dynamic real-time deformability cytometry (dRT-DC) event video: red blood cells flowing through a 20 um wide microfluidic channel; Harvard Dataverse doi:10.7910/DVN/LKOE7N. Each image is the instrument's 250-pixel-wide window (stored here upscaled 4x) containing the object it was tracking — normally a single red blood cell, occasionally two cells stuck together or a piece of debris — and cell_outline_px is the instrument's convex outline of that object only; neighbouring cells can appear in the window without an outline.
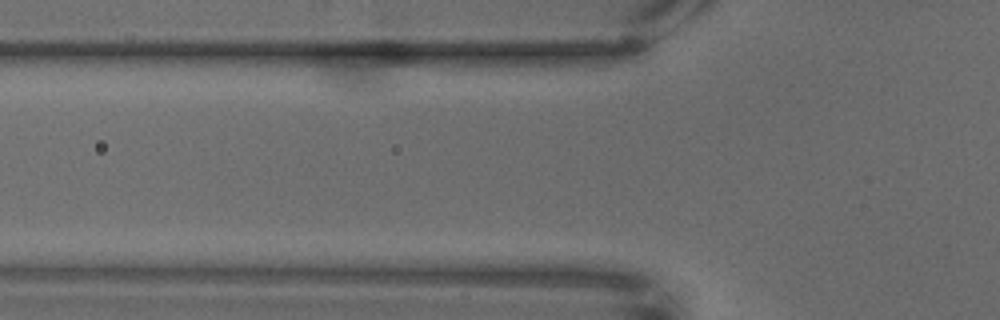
{"species": "common noctule bat (a hibernating species)", "species_latin": "Nyctalus noctula", "temperature_condition": "warm", "stored_images_in_passage": 3, "camera_frame_rate_fps": 3000, "um_per_image_px": 0.085, "animal": {"sex": "male", "body_mass_g": 18.8}, "frame": {"image": 1, "passage_image": 3, "time_ms": 0.667, "image_size_px": [1000, 320], "cell_outline_px": [[600, 52], [568, 64], [496, 72], [452, 64], [444, 56], [448, 52]], "centroid_in_image_um": [43.66, 5.07], "position_along_channel_um": 82.1, "area_um2": 15.2}}